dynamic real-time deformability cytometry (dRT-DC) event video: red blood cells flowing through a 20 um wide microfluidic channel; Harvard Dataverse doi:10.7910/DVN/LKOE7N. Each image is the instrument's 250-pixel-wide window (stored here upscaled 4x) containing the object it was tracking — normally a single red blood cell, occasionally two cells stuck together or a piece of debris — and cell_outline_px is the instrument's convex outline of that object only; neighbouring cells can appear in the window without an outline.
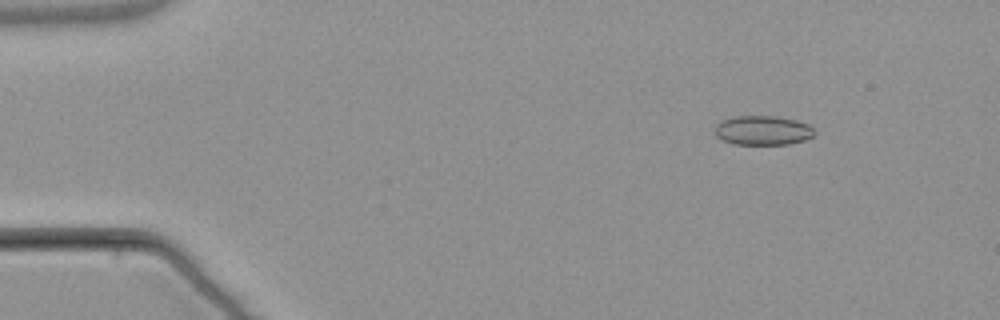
{"species": "common noctule bat (a hibernating species)", "species_latin": "Nyctalus noctula", "temperature_condition": "warm", "stored_images_in_passage": 6, "camera_frame_rate_fps": 3000, "um_per_image_px": 0.085, "animal": {"sex": "male", "body_mass_g": 21.5, "forearm_length_mm": 52.0}, "frame": {"image": 1, "passage_image": 2, "time_ms": 1.333, "image_size_px": [1000, 320], "cell_outline_px": [[816, 132], [812, 136], [804, 140], [788, 144], [736, 144], [724, 140], [716, 136], [716, 124], [720, 120], [732, 116], [776, 116], [796, 120], [808, 124]], "centroid_in_image_um": [64.83, 11.07], "position_along_channel_um": 20.2, "area_um2": 16.99}}
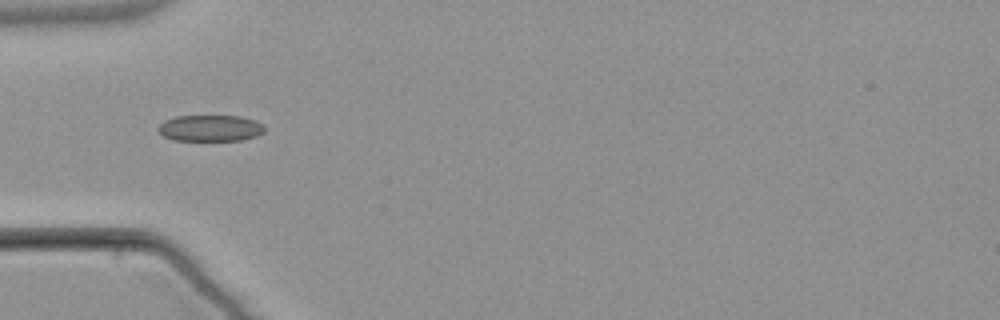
{"frame": {"image": 2, "passage_image": 5, "time_ms": 5.0, "image_size_px": [1000, 320], "cell_outline_px": [[264, 132], [256, 136], [240, 140], [172, 140], [164, 136], [156, 128], [164, 120], [176, 116], [240, 116], [256, 120], [264, 124]], "centroid_in_image_um": [17.88, 10.88], "position_along_channel_um": 67.1, "area_um2": 16.36}}
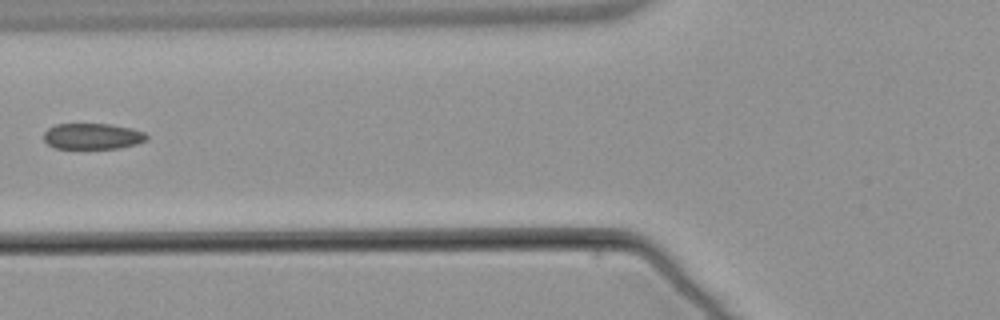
{"frame": {"image": 3, "passage_image": 6, "time_ms": 6.333, "image_size_px": [1000, 320], "cell_outline_px": [[148, 140], [136, 144], [120, 148], [56, 148], [48, 144], [44, 140], [44, 132], [48, 128], [56, 124], [108, 124], [132, 128], [144, 132], [148, 136]], "centroid_in_image_um": [7.88, 11.58], "position_along_channel_um": 117.9, "area_um2": 15.55}}